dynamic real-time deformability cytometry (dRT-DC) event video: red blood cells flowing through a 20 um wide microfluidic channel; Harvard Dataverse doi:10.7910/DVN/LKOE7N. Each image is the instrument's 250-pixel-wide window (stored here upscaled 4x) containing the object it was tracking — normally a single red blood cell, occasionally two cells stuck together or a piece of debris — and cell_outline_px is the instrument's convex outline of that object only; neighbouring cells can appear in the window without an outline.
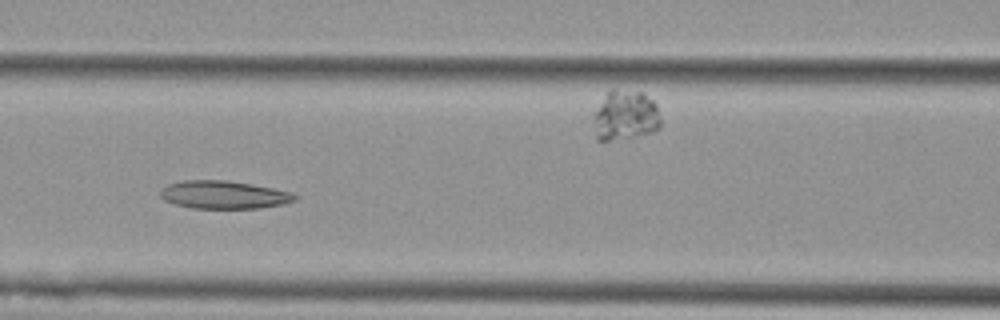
{"species": "Egyptian fruit bat (a non-hibernating species)", "species_latin": "Rousettus aegyptiacus", "temperature_condition": "cold", "stored_images_in_passage": 50, "camera_frame_rate_fps": 3000, "um_per_image_px": 0.085, "animal": {"sex": "female"}, "frame": {"image": 1, "passage_image": 19, "time_ms": 6.0, "image_size_px": [1000, 320], "cell_outline_px": [[300, 196], [296, 200], [284, 204], [260, 208], [192, 208], [176, 204], [164, 200], [160, 196], [160, 192], [168, 184], [184, 180], [224, 180], [252, 184], [292, 192]], "centroid_in_image_um": [19.07, 16.55], "position_along_channel_um": 147.5, "area_um2": 21.91}}
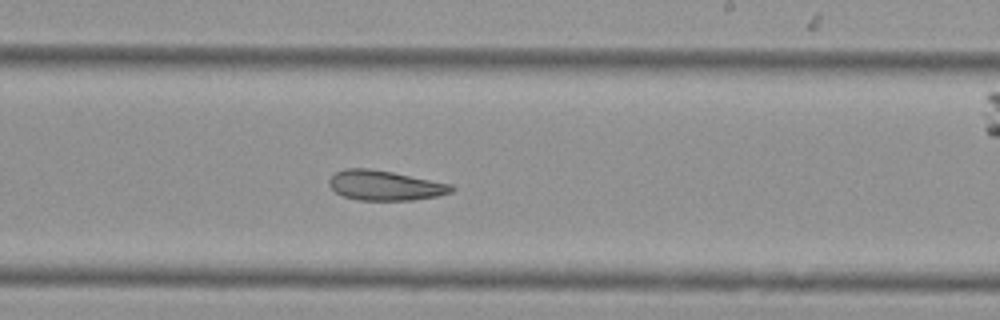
{"frame": {"image": 2, "passage_image": 28, "time_ms": 9.0, "image_size_px": [1000, 320], "cell_outline_px": [[456, 188], [452, 192], [436, 196], [416, 200], [360, 200], [344, 196], [336, 192], [328, 184], [328, 180], [336, 172], [344, 168], [368, 168], [392, 172], [452, 184]], "centroid_in_image_um": [32.73, 15.76], "position_along_channel_um": 256.3, "area_um2": 21.27}}
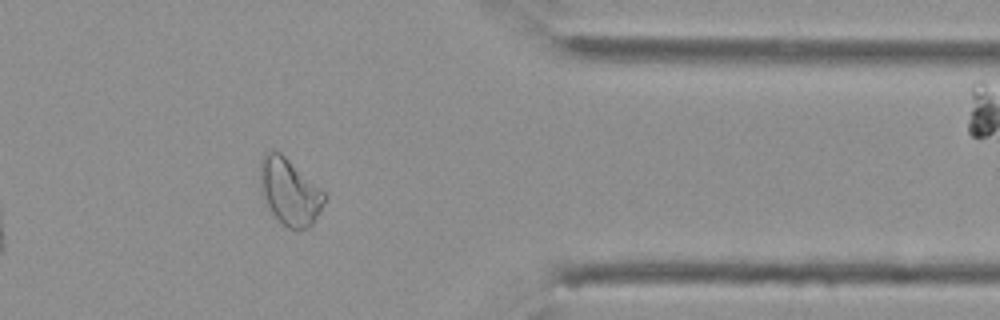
{"frame": {"image": 3, "passage_image": 40, "time_ms": 13.0, "image_size_px": [1000, 320], "cell_outline_px": [[328, 196], [320, 212], [312, 224], [308, 228], [288, 228], [272, 212], [260, 188], [260, 160], [264, 152], [268, 148], [272, 148], [280, 152], [324, 192]], "centroid_in_image_um": [24.61, 16.24], "position_along_channel_um": 386.8, "area_um2": 24.57}}